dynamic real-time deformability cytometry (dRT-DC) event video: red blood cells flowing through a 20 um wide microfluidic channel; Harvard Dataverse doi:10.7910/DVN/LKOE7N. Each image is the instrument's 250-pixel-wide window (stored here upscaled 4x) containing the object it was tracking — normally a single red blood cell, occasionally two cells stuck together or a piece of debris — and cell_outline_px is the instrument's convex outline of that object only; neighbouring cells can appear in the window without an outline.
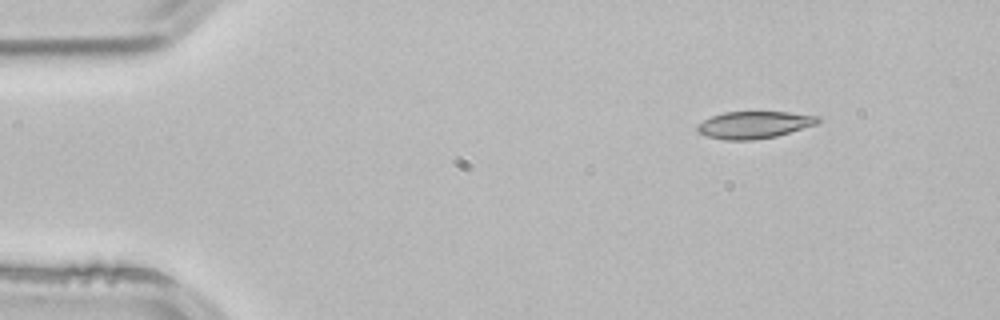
{"species": "common noctule bat (a hibernating species)", "species_latin": "Nyctalus noctula", "temperature_condition": "room temperature", "stored_images_in_passage": 3, "camera_frame_rate_fps": 3000, "um_per_image_px": 0.085, "animal": {"sex": "male", "body_mass_g": 21.5, "forearm_length_mm": 52.0}, "frame": {"image": 1, "passage_image": 1, "time_ms": 0.0, "image_size_px": [1000, 320], "cell_outline_px": [[820, 120], [816, 124], [776, 136], [752, 140], [724, 140], [708, 136], [700, 132], [696, 128], [704, 120], [712, 116], [724, 112], [788, 112], [820, 116]], "centroid_in_image_um": [64.12, 10.6], "position_along_channel_um": 20.9, "area_um2": 18.79}}
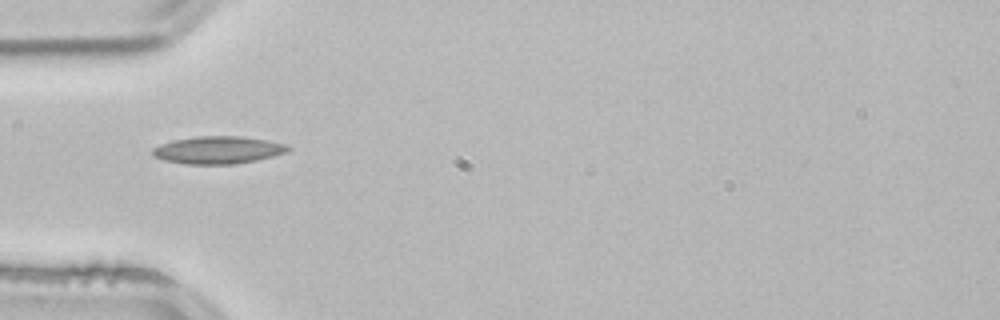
{"frame": {"image": 2, "passage_image": 3, "time_ms": 0.667, "image_size_px": [1000, 320], "cell_outline_px": [[292, 148], [288, 152], [256, 160], [236, 164], [184, 164], [164, 160], [152, 156], [152, 148], [160, 144], [172, 140], [196, 136], [240, 136], [268, 140], [284, 144]], "centroid_in_image_um": [18.51, 12.75], "position_along_channel_um": 66.5, "area_um2": 21.85}}